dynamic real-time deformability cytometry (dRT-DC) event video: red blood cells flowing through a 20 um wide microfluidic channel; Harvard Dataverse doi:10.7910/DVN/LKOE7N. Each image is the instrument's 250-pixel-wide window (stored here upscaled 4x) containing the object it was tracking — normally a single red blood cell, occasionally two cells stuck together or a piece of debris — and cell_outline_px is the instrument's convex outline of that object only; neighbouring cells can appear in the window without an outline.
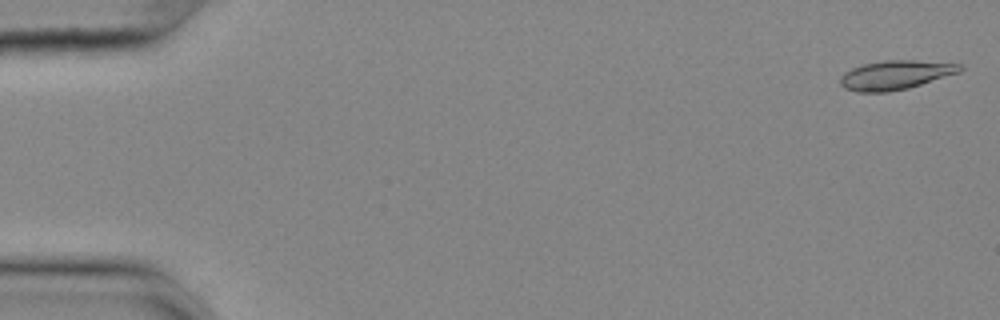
{"species": "common noctule bat (a hibernating species)", "species_latin": "Nyctalus noctula", "temperature_condition": "cold", "stored_images_in_passage": 55, "camera_frame_rate_fps": 3000, "um_per_image_px": 0.085, "animal": {"sex": "female", "body_mass_g": 25.1}, "frame": {"image": 1, "passage_image": 1, "time_ms": 0.0, "image_size_px": [1000, 320], "cell_outline_px": [[964, 68], [960, 72], [908, 88], [888, 92], [856, 92], [844, 88], [840, 84], [840, 76], [844, 72], [852, 68], [864, 64], [884, 60], [916, 60], [964, 64]], "centroid_in_image_um": [76.12, 6.37], "position_along_channel_um": 8.9, "area_um2": 20.4}}
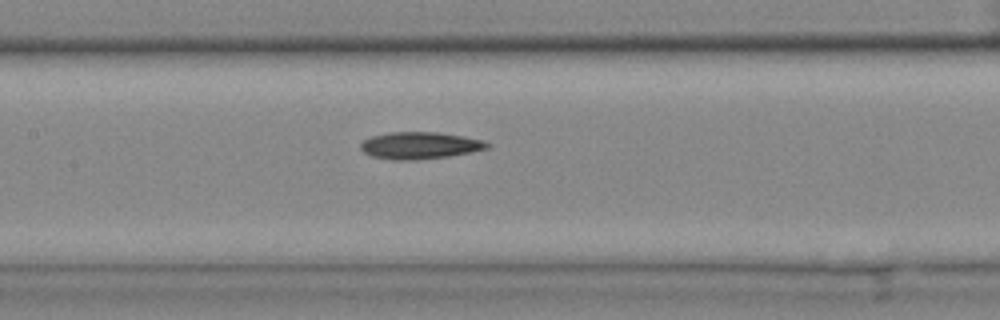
{"frame": {"image": 2, "passage_image": 26, "time_ms": 8.333, "image_size_px": [1000, 320], "cell_outline_px": [[492, 144], [488, 148], [448, 156], [416, 160], [392, 160], [372, 156], [364, 152], [360, 148], [360, 144], [364, 140], [372, 136], [388, 132], [440, 132], [464, 136], [484, 140]], "centroid_in_image_um": [35.69, 12.36], "position_along_channel_um": 171.7, "area_um2": 19.94}}
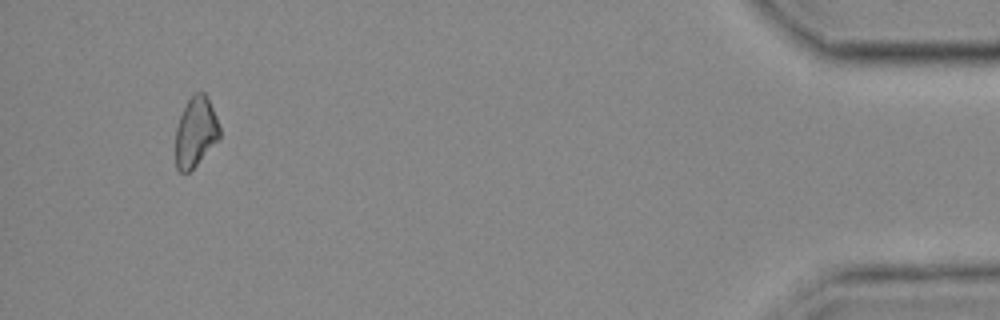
{"frame": {"image": 3, "passage_image": 52, "time_ms": 17.0, "image_size_px": [1000, 320], "cell_outline_px": [[220, 140], [188, 172], [180, 172], [176, 168], [176, 128], [180, 116], [188, 100], [196, 92], [204, 92], [216, 116], [220, 128]], "centroid_in_image_um": [16.64, 11.24], "position_along_channel_um": 418.6, "area_um2": 17.74}}